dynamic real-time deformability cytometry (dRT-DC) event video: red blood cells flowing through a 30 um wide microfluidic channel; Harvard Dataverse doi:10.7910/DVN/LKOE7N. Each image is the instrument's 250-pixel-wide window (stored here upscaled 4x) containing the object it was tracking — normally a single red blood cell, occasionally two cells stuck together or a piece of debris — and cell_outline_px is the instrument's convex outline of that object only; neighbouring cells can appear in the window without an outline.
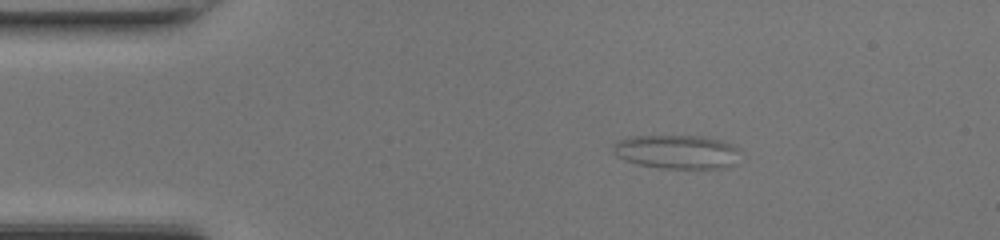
{"species": "common noctule bat (a hibernating species)", "species_latin": "Nyctalus noctula", "temperature_condition": "room temperature", "stored_images_in_passage": 41, "camera_frame_rate_fps": 3000, "um_per_image_px": 0.085, "animal": {"sex": "female", "body_mass_g": 17.0, "forearm_length_mm": 48.0}, "frame": {"image": 1, "passage_image": 1, "time_ms": 0.0, "image_size_px": [1000, 240], "cell_outline_px": [[740, 148], [736, 164], [728, 168], [660, 168], [636, 164], [624, 160], [616, 156], [612, 148], [612, 144], [628, 136], [704, 136], [720, 140], [732, 144]], "centroid_in_image_um": [57.54, 12.91], "position_along_channel_um": 27.5, "area_um2": 25.43}}
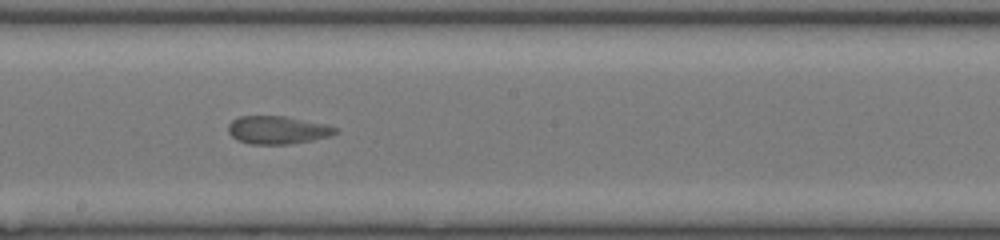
{"frame": {"image": 2, "passage_image": 19, "time_ms": 6.0, "image_size_px": [1000, 240], "cell_outline_px": [[340, 132], [332, 136], [312, 140], [288, 144], [248, 144], [236, 140], [228, 132], [228, 124], [232, 120], [240, 116], [284, 116], [328, 124], [336, 128]], "centroid_in_image_um": [23.61, 11.05], "position_along_channel_um": 224.6, "area_um2": 17.69}}
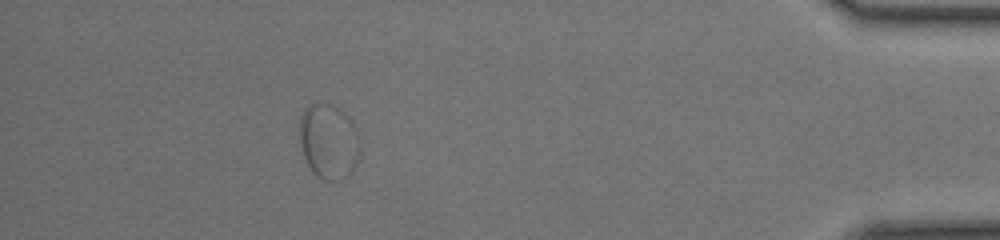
{"frame": {"image": 3, "passage_image": 36, "time_ms": 11.667, "image_size_px": [1000, 240], "cell_outline_px": [[360, 156], [356, 168], [352, 176], [344, 180], [324, 180], [316, 176], [312, 172], [304, 156], [300, 144], [300, 116], [312, 104], [328, 104], [344, 112], [352, 120], [356, 128], [360, 140]], "centroid_in_image_um": [28.0, 12.09], "position_along_channel_um": 407.2, "area_um2": 26.88}}